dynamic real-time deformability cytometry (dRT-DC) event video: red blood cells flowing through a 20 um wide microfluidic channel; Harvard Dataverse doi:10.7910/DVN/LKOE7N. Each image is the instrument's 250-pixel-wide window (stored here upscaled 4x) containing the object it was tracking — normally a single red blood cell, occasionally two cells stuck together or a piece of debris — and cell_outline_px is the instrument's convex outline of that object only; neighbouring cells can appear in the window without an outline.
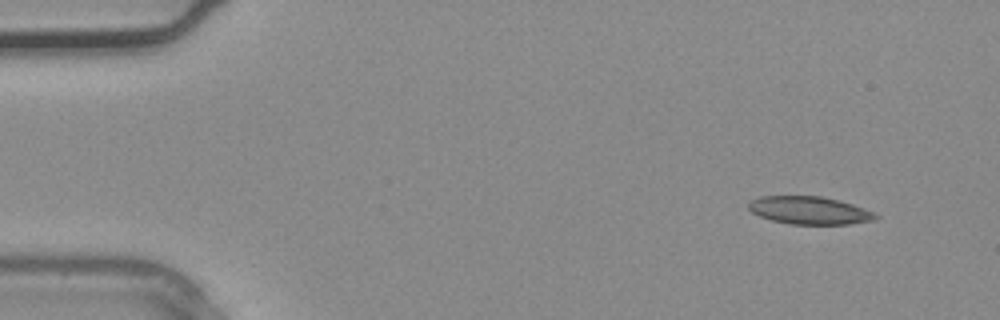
{"species": "common noctule bat (a hibernating species)", "species_latin": "Nyctalus noctula", "temperature_condition": "warm", "stored_images_in_passage": 2, "camera_frame_rate_fps": 3000, "um_per_image_px": 0.085, "animal": {"sex": "male", "body_mass_g": 20.4}, "frame": {"image": 1, "passage_image": 1, "time_ms": 0.0, "image_size_px": [1000, 320], "cell_outline_px": [[880, 216], [876, 220], [852, 224], [792, 224], [772, 220], [760, 216], [752, 212], [748, 208], [748, 204], [752, 200], [760, 196], [820, 196], [852, 204], [864, 208]], "centroid_in_image_um": [68.82, 17.89], "position_along_channel_um": 16.2, "area_um2": 20.46}}
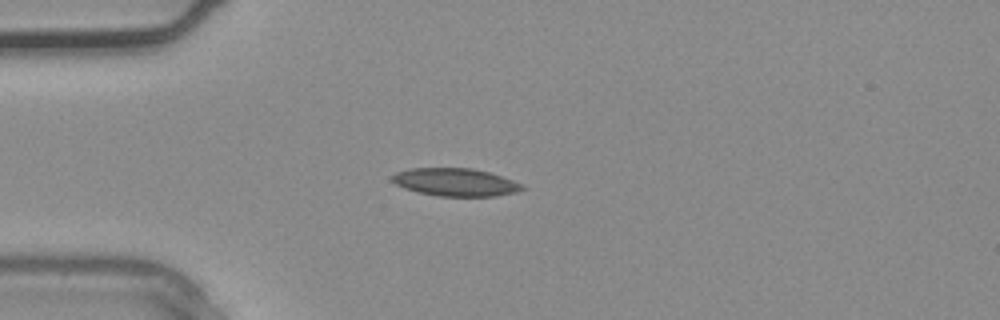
{"frame": {"image": 2, "passage_image": 2, "time_ms": 0.333, "image_size_px": [1000, 320], "cell_outline_px": [[524, 188], [516, 192], [496, 196], [440, 196], [420, 192], [404, 188], [396, 184], [392, 180], [392, 176], [396, 172], [408, 168], [472, 168], [488, 172], [512, 180], [520, 184]], "centroid_in_image_um": [38.68, 15.48], "position_along_channel_um": 46.3, "area_um2": 20.81}}